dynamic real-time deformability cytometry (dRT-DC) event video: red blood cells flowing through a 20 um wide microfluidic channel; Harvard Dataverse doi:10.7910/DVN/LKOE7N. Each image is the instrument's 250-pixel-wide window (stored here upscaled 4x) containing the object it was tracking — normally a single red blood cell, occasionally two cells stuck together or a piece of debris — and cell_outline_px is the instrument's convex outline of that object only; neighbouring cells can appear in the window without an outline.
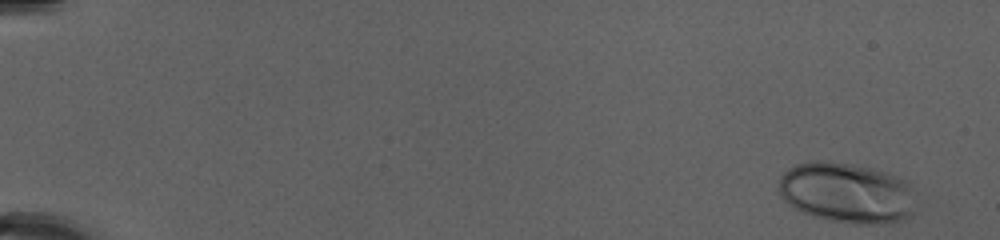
{"species": "human", "species_latin": "Homo sapiens", "temperature_condition": "cold", "stored_images_in_passage": 52, "camera_frame_rate_fps": 3000, "um_per_image_px": 0.085, "donor": {"sex": "female"}, "frame": {"image": 1, "passage_image": 2, "time_ms": 0.333, "image_size_px": [1000, 240], "cell_outline_px": [[912, 212], [908, 216], [900, 220], [872, 224], [856, 224], [828, 220], [812, 216], [788, 204], [780, 196], [780, 176], [788, 168], [796, 164], [812, 160], [824, 160], [852, 164], [872, 168], [908, 180]], "centroid_in_image_um": [71.89, 16.37], "position_along_channel_um": 13.1, "area_um2": 47.86}}
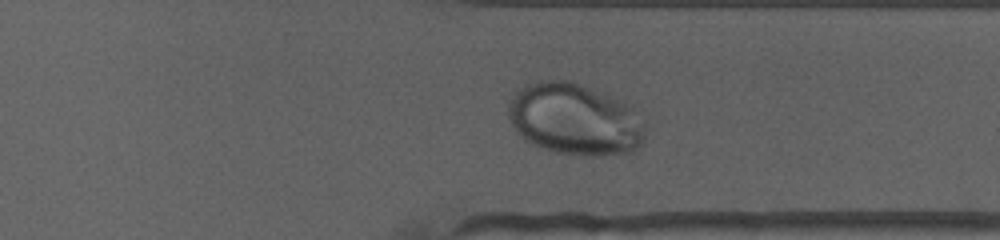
{"frame": {"image": 2, "passage_image": 41, "time_ms": 13.333, "image_size_px": [1000, 240], "cell_outline_px": [[644, 140], [636, 148], [624, 152], [604, 156], [584, 156], [552, 152], [540, 148], [524, 140], [516, 132], [508, 116], [508, 100], [516, 92], [528, 84], [540, 80], [572, 80], [604, 92], [632, 108], [644, 136]], "centroid_in_image_um": [48.75, 10.14], "position_along_channel_um": 362.7, "area_um2": 56.93}}
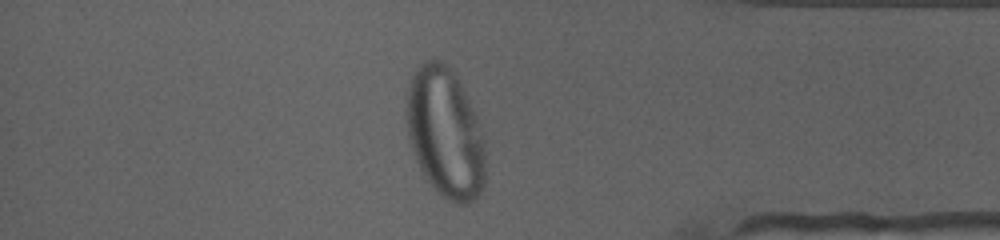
{"frame": {"image": 3, "passage_image": 45, "time_ms": 14.667, "image_size_px": [1000, 240], "cell_outline_px": [[484, 188], [476, 200], [468, 204], [460, 204], [448, 200], [424, 176], [412, 152], [408, 140], [404, 124], [404, 112], [408, 84], [412, 76], [420, 64], [428, 60], [440, 60], [448, 64], [456, 76], [476, 116], [484, 140]], "centroid_in_image_um": [37.8, 11.29], "position_along_channel_um": 397.4, "area_um2": 60.17}, "authors_computed_cell_mechanics": {"area_um2": 44.2459, "velocity_mm_per_s": 4.0001, "shape_relaxation_time_tau1_ms": 6.5374, "shape_relaxation_time_tau2_ms": null, "deformation_change_tau1": 0.2994, "deformation_change_tau2": null}}